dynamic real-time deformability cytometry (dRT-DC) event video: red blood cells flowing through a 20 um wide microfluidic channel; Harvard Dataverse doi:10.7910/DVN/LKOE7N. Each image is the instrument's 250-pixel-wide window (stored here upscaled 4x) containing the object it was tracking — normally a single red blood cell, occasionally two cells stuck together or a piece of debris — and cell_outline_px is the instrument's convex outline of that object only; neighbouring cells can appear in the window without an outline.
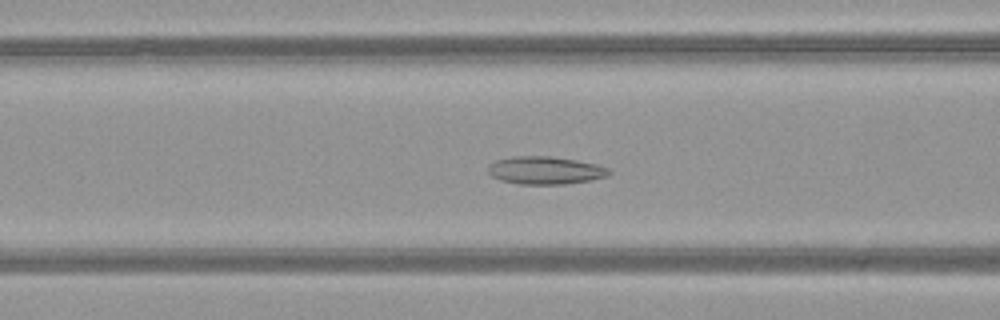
{"species": "common noctule bat (a hibernating species)", "species_latin": "Nyctalus noctula", "temperature_condition": "warm", "stored_images_in_passage": 47, "camera_frame_rate_fps": 3000, "um_per_image_px": 0.085, "animal": {"sex": "female", "body_mass_g": 21.9}, "frame": {"image": 1, "passage_image": 17, "time_ms": 5.333, "image_size_px": [1000, 320], "cell_outline_px": [[612, 172], [608, 176], [592, 180], [564, 184], [520, 184], [500, 180], [492, 176], [488, 172], [488, 164], [496, 160], [512, 156], [552, 156], [576, 160], [596, 164], [608, 168]], "centroid_in_image_um": [46.35, 14.48], "position_along_channel_um": 120.3, "area_um2": 19.71}}
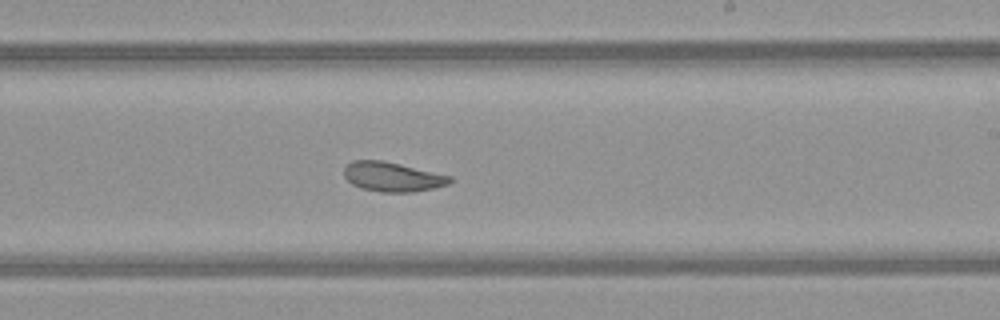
{"frame": {"image": 2, "passage_image": 27, "time_ms": 8.667, "image_size_px": [1000, 320], "cell_outline_px": [[452, 180], [448, 184], [432, 188], [412, 192], [380, 192], [360, 188], [352, 184], [344, 176], [344, 168], [352, 160], [384, 160], [452, 176]], "centroid_in_image_um": [33.34, 15.02], "position_along_channel_um": 255.7, "area_um2": 18.21}}
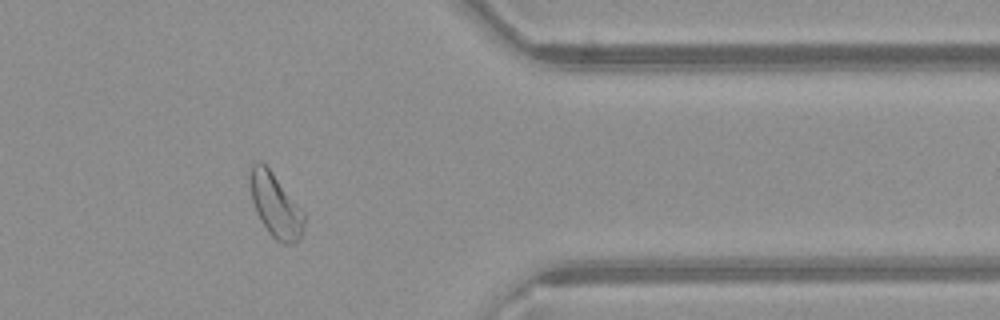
{"frame": {"image": 3, "passage_image": 38, "time_ms": 12.333, "image_size_px": [1000, 320], "cell_outline_px": [[304, 232], [296, 244], [280, 244], [268, 232], [260, 220], [256, 212], [252, 200], [248, 180], [248, 172], [252, 160], [260, 160], [272, 172], [304, 212]], "centroid_in_image_um": [23.38, 17.44], "position_along_channel_um": 388.0, "area_um2": 20.52}, "authors_computed_cell_mechanics": {"area_um2": 20.6346, "velocity_mm_per_s": 4.0609, "shape_relaxation_time_tau1_ms": null, "shape_relaxation_time_tau2_ms": 3.5748, "deformation_change_tau1": null, "deformation_change_tau2": 0.0995}}